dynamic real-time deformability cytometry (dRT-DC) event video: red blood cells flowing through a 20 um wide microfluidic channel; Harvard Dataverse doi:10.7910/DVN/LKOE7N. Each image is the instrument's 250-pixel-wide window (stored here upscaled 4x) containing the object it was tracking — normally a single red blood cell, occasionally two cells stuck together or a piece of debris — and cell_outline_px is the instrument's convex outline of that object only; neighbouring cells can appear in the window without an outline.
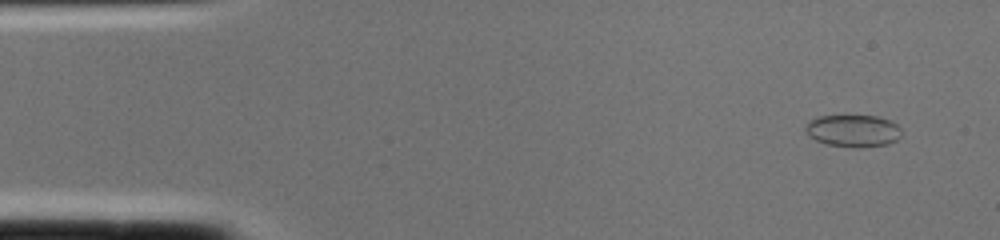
{"species": "common noctule bat (a hibernating species)", "species_latin": "Nyctalus noctula", "temperature_condition": "cold", "stored_images_in_passage": 2, "camera_frame_rate_fps": 3000, "um_per_image_px": 0.085, "animal": {"sex": "female", "body_mass_g": 22.0, "forearm_length_mm": 56.7}, "frame": {"image": 1, "passage_image": 1, "time_ms": 0.0, "image_size_px": [1000, 240], "cell_outline_px": [[900, 136], [896, 140], [888, 144], [860, 148], [856, 148], [828, 144], [816, 140], [808, 136], [804, 132], [804, 128], [808, 120], [820, 116], [876, 116], [888, 120], [896, 124], [900, 128]], "centroid_in_image_um": [72.47, 11.12], "position_along_channel_um": 12.5, "area_um2": 18.03}}
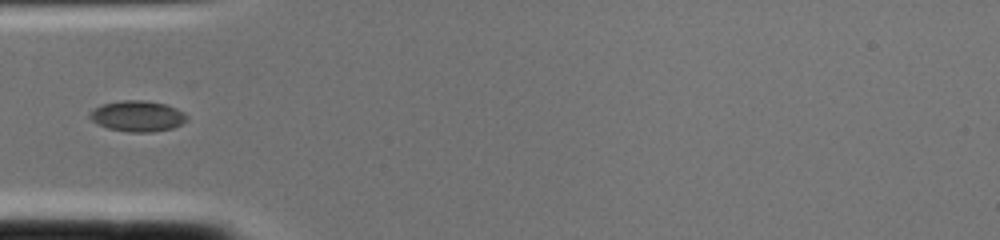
{"frame": {"image": 2, "passage_image": 2, "time_ms": 0.333, "image_size_px": [1000, 240], "cell_outline_px": [[188, 120], [172, 128], [152, 132], [128, 132], [108, 128], [96, 124], [88, 116], [88, 112], [92, 108], [100, 104], [120, 100], [144, 100], [164, 104], [176, 108], [184, 112], [188, 116]], "centroid_in_image_um": [11.64, 9.86], "position_along_channel_um": 73.4, "area_um2": 17.69}}